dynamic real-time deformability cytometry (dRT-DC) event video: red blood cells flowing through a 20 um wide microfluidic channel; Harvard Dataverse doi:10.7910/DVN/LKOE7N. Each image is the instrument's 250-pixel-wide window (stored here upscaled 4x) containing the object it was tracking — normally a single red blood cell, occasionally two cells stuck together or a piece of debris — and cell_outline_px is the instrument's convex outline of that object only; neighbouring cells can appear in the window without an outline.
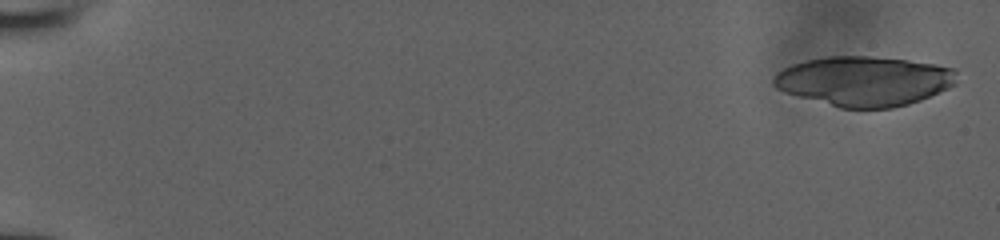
{"species": "human", "species_latin": "Homo sapiens", "temperature_condition": "room temperature", "stored_images_in_passage": 9, "camera_frame_rate_fps": 3000, "um_per_image_px": 0.085, "donor": {"sex": "male"}, "frame": {"image": 1, "passage_image": 1, "time_ms": 0.0, "image_size_px": [1000, 240], "cell_outline_px": [[956, 84], [948, 88], [920, 100], [908, 104], [892, 108], [840, 108], [784, 92], [776, 88], [772, 84], [772, 76], [776, 72], [792, 64], [808, 60], [828, 56], [872, 56], [908, 60], [936, 64], [956, 68]], "centroid_in_image_um": [73.44, 6.89], "position_along_channel_um": 11.6, "area_um2": 53.29}}
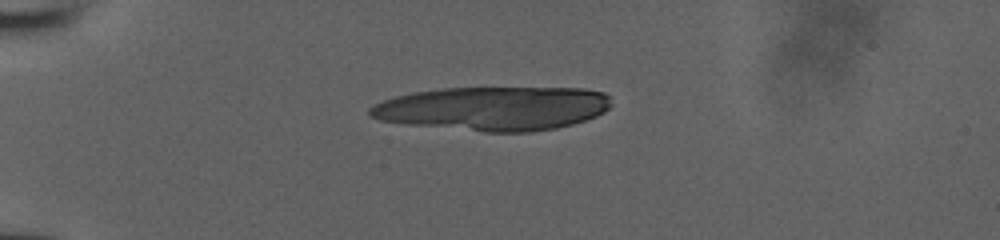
{"frame": {"image": 2, "passage_image": 8, "time_ms": 2.333, "image_size_px": [1000, 240], "cell_outline_px": [[612, 104], [604, 112], [596, 116], [572, 124], [556, 128], [528, 132], [484, 132], [404, 124], [380, 120], [368, 116], [368, 108], [372, 104], [396, 96], [412, 92], [440, 88], [584, 88], [604, 92], [608, 96]], "centroid_in_image_um": [41.89, 9.22], "position_along_channel_um": 43.1, "area_um2": 62.19}}